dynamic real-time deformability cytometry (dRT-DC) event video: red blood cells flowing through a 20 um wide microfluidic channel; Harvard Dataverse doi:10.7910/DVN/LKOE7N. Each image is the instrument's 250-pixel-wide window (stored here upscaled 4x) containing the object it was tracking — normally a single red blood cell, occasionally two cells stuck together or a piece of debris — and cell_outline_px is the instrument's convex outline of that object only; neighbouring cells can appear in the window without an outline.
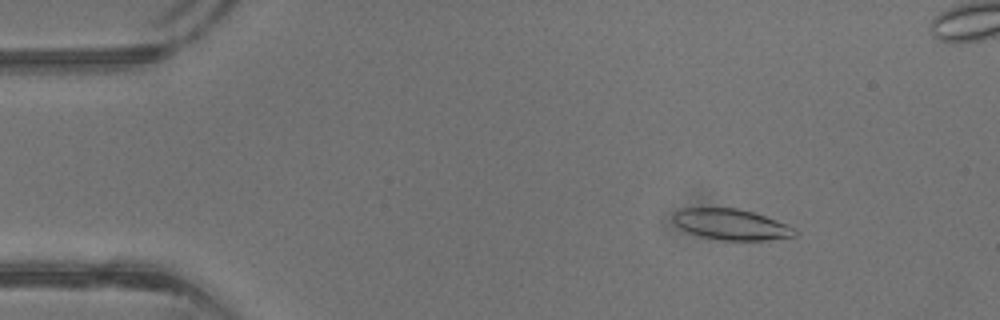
{"species": "common noctule bat (a hibernating species)", "species_latin": "Nyctalus noctula", "temperature_condition": "warm", "stored_images_in_passage": 42, "camera_frame_rate_fps": 3000, "um_per_image_px": 0.085, "animal": {"sex": "male", "body_mass_g": 13.3}, "frame": {"image": 1, "passage_image": 6, "time_ms": 1.667, "image_size_px": [1000, 320], "cell_outline_px": [[796, 236], [764, 240], [720, 240], [700, 236], [688, 232], [680, 228], [672, 220], [672, 212], [680, 208], [736, 208], [752, 212], [776, 220], [796, 228]], "centroid_in_image_um": [62.1, 19.07], "position_along_channel_um": 22.9, "area_um2": 21.85}}
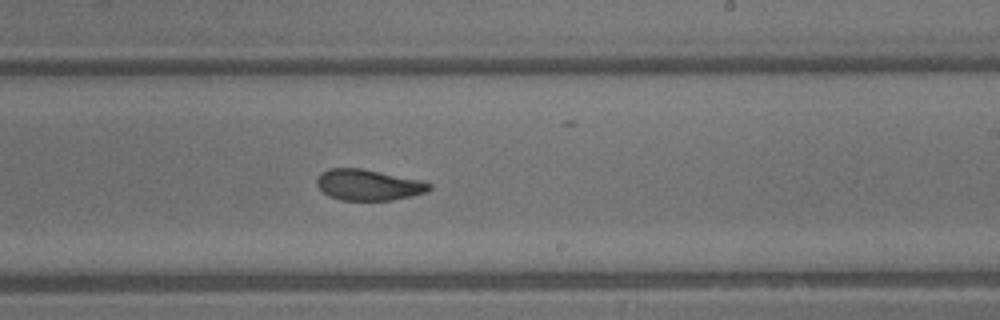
{"frame": {"image": 2, "passage_image": 25, "time_ms": 8.0, "image_size_px": [1000, 320], "cell_outline_px": [[432, 188], [424, 192], [412, 196], [392, 200], [340, 200], [328, 196], [316, 184], [316, 180], [320, 172], [328, 168], [360, 168], [420, 180], [432, 184]], "centroid_in_image_um": [31.28, 15.71], "position_along_channel_um": 257.7, "area_um2": 20.23}}
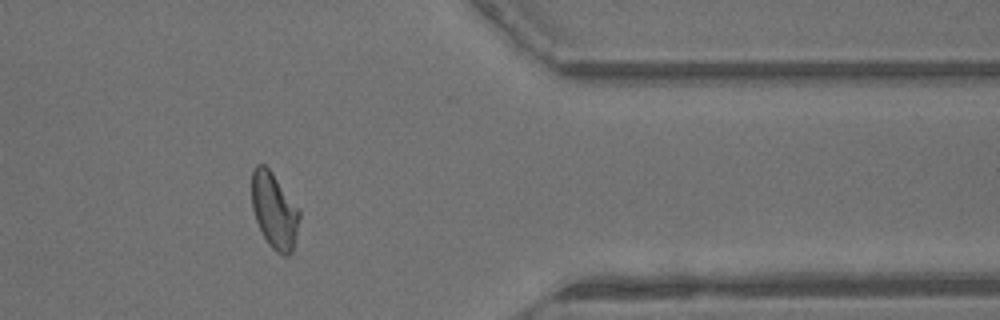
{"frame": {"image": 3, "passage_image": 34, "time_ms": 11.0, "image_size_px": [1000, 320], "cell_outline_px": [[300, 216], [292, 252], [288, 256], [284, 256], [276, 252], [268, 244], [256, 220], [252, 208], [252, 172], [256, 164], [264, 164], [272, 172], [300, 208]], "centroid_in_image_um": [23.33, 17.89], "position_along_channel_um": 388.1, "area_um2": 21.1}, "authors_computed_cell_mechanics": {"area_um2": 21.0681, "velocity_mm_per_s": 4.9948, "shape_relaxation_time_tau1_ms": 7.9052, "shape_relaxation_time_tau2_ms": 2.4253, "deformation_change_tau1": 0.2408, "deformation_change_tau2": 0.0927}}